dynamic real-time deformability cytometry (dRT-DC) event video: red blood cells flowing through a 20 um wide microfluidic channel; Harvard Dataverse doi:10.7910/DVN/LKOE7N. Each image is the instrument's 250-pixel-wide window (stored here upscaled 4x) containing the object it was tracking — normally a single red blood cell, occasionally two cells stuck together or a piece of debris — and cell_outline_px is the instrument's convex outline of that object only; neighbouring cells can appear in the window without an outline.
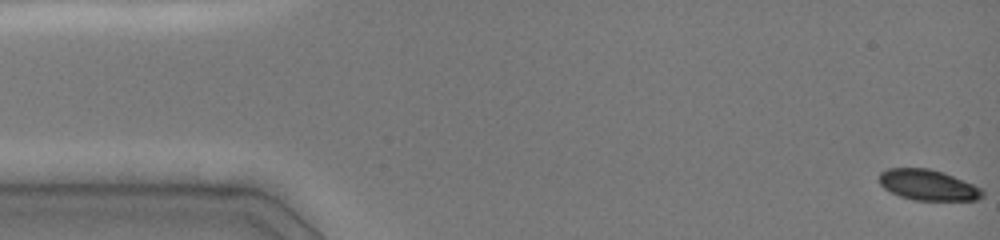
{"species": "common noctule bat (a hibernating species)", "species_latin": "Nyctalus noctula", "temperature_condition": "cold", "stored_images_in_passage": 65, "camera_frame_rate_fps": 3000, "um_per_image_px": 0.085, "animal": {"sex": "female", "body_mass_g": 19.0, "forearm_length_mm": 51.5}, "frame": {"image": 1, "passage_image": 1, "time_ms": 0.0, "image_size_px": [1000, 240], "cell_outline_px": [[984, 196], [976, 200], [916, 200], [900, 196], [884, 188], [880, 184], [880, 172], [888, 168], [928, 168], [944, 172], [972, 184], [980, 188], [984, 192]], "centroid_in_image_um": [78.88, 15.72], "position_along_channel_um": 6.1, "area_um2": 18.32}}
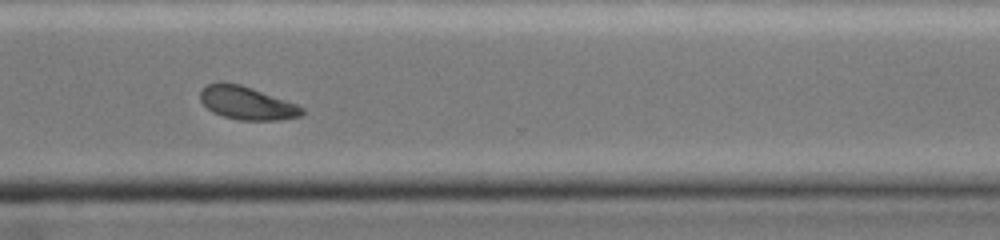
{"frame": {"image": 2, "passage_image": 46, "time_ms": 11.667, "image_size_px": [1000, 240], "cell_outline_px": [[304, 112], [300, 116], [276, 120], [240, 120], [224, 116], [212, 112], [200, 100], [200, 92], [208, 84], [220, 80], [240, 84], [252, 88], [296, 104], [304, 108]], "centroid_in_image_um": [20.95, 8.74], "position_along_channel_um": 349.6, "area_um2": 19.54}}
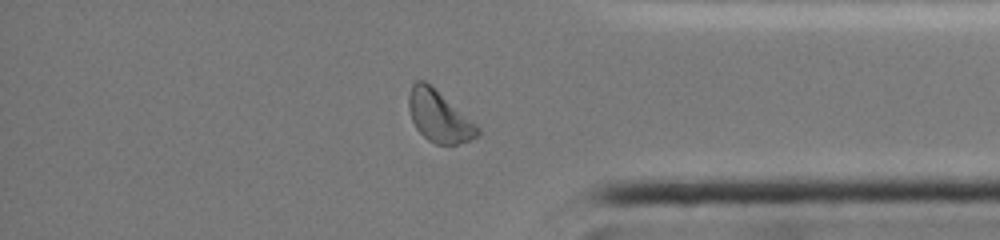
{"frame": {"image": 3, "passage_image": 51, "time_ms": 13.0, "image_size_px": [1000, 240], "cell_outline_px": [[480, 136], [456, 144], [436, 144], [428, 140], [416, 128], [412, 120], [408, 108], [408, 96], [412, 84], [416, 80], [424, 80], [476, 124], [480, 128]], "centroid_in_image_um": [37.3, 9.9], "position_along_channel_um": 397.9, "area_um2": 20.23}, "authors_computed_cell_mechanics": {"area_um2": 20.6924, "velocity_mm_per_s": 4.0291, "shape_relaxation_time_tau1_ms": 1.6939, "shape_relaxation_time_tau2_ms": null, "deformation_change_tau1": 0.099, "deformation_change_tau2": null}}